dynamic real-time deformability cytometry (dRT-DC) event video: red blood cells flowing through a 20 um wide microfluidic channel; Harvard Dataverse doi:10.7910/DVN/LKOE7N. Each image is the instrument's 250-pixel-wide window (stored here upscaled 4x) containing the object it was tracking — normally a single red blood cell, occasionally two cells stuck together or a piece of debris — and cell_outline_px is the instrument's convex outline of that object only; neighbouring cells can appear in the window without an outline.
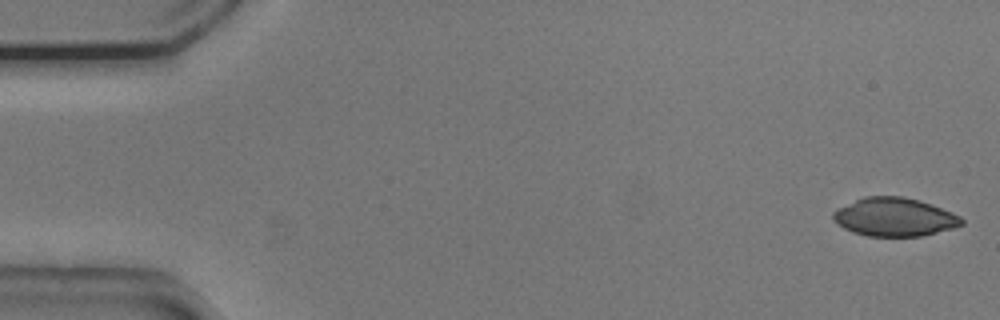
{"species": "common noctule bat (a hibernating species)", "species_latin": "Nyctalus noctula", "temperature_condition": "cold", "stored_images_in_passage": 53, "camera_frame_rate_fps": 3000, "um_per_image_px": 0.085, "animal": {"sex": "male", "body_mass_g": 20.5, "forearm_length_mm": 52.5}, "frame": {"image": 1, "passage_image": 1, "time_ms": 0.0, "image_size_px": [1000, 320], "cell_outline_px": [[964, 224], [952, 228], [920, 236], [868, 236], [852, 232], [844, 228], [832, 216], [832, 212], [864, 196], [904, 196], [920, 200], [952, 212], [960, 216], [964, 220]], "centroid_in_image_um": [76.06, 18.44], "position_along_channel_um": 8.9, "area_um2": 28.5}}
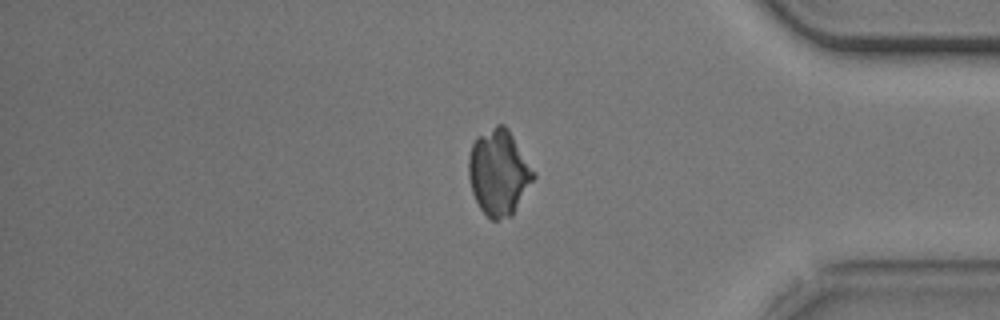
{"frame": {"image": 2, "passage_image": 44, "time_ms": 14.333, "image_size_px": [1000, 320], "cell_outline_px": [[536, 176], [512, 216], [496, 220], [492, 220], [480, 208], [472, 192], [468, 176], [468, 156], [472, 144], [476, 136], [496, 124], [504, 124], [508, 128], [536, 172]], "centroid_in_image_um": [42.4, 14.64], "position_along_channel_um": 392.8, "area_um2": 32.66}}
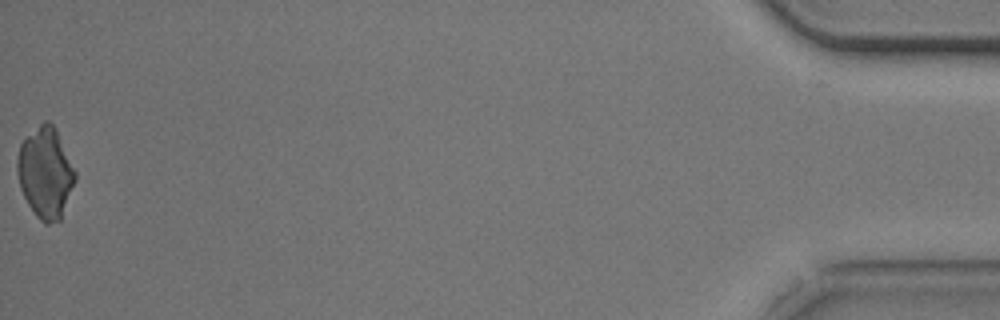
{"frame": {"image": 3, "passage_image": 53, "time_ms": 17.333, "image_size_px": [1000, 320], "cell_outline_px": [[76, 180], [60, 220], [48, 224], [44, 224], [36, 216], [28, 204], [20, 188], [16, 172], [16, 164], [20, 144], [44, 120], [48, 120], [56, 128], [76, 172]], "centroid_in_image_um": [3.86, 14.7], "position_along_channel_um": 431.3, "area_um2": 30.58}}